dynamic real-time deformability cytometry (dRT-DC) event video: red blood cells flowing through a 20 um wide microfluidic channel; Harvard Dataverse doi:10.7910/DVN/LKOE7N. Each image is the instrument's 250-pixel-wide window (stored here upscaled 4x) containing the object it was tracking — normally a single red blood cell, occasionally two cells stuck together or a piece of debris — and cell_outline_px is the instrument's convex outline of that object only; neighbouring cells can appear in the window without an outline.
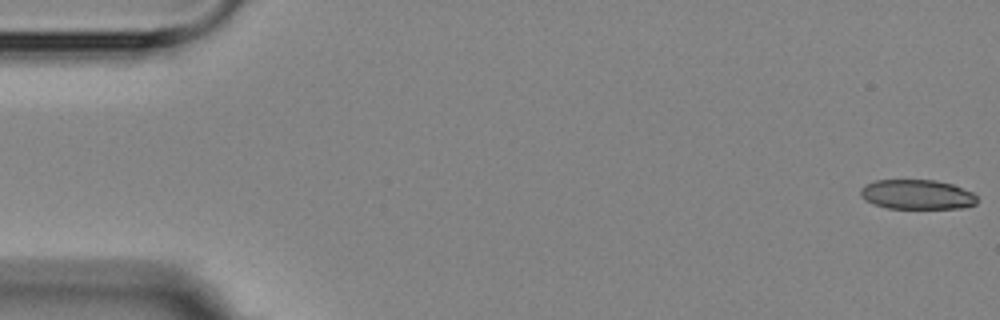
{"species": "Egyptian fruit bat (a non-hibernating species)", "species_latin": "Rousettus aegyptiacus", "temperature_condition": "room temperature", "stored_images_in_passage": 5, "camera_frame_rate_fps": 3000, "um_per_image_px": 0.085, "animal": {"sex": "female"}, "frame": {"image": 1, "passage_image": 1, "time_ms": 0.0, "image_size_px": [1000, 320], "cell_outline_px": [[976, 204], [964, 208], [888, 208], [872, 204], [864, 200], [860, 196], [860, 188], [864, 184], [876, 180], [936, 180], [952, 184], [972, 192], [976, 196]], "centroid_in_image_um": [77.9, 16.53], "position_along_channel_um": 7.1, "area_um2": 20.29}}
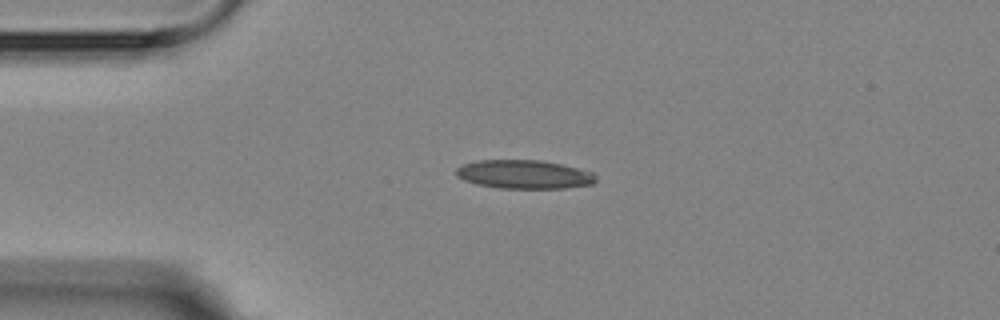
{"frame": {"image": 2, "passage_image": 4, "time_ms": 4.0, "image_size_px": [1000, 320], "cell_outline_px": [[596, 180], [592, 184], [564, 188], [500, 188], [480, 184], [464, 180], [456, 176], [456, 168], [464, 164], [476, 160], [540, 160], [560, 164], [592, 172], [596, 176]], "centroid_in_image_um": [44.54, 14.82], "position_along_channel_um": 40.5, "area_um2": 23.12}}